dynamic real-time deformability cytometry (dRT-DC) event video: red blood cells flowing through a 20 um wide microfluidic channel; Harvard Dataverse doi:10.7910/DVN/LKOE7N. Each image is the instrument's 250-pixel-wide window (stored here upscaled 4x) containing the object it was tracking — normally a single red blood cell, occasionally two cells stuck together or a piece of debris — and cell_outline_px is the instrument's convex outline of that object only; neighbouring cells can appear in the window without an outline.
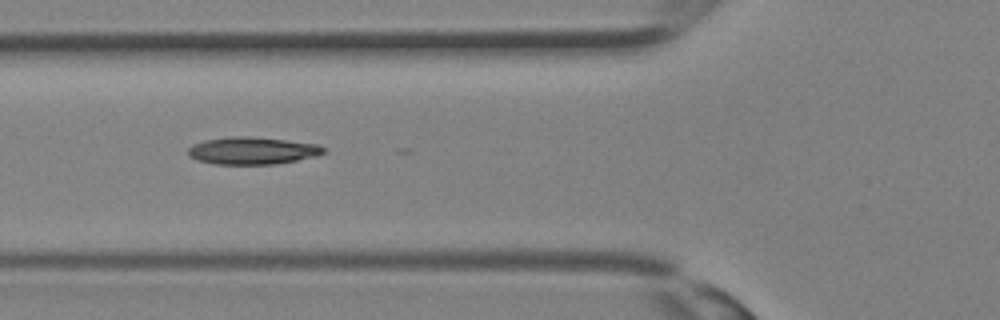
{"species": "Egyptian fruit bat (a non-hibernating species)", "species_latin": "Rousettus aegyptiacus", "temperature_condition": "room temperature", "stored_images_in_passage": 11, "camera_frame_rate_fps": 3000, "um_per_image_px": 0.085, "animal": {"sex": "female"}, "frame": {"image": 1, "passage_image": 9, "time_ms": 2.667, "image_size_px": [1000, 320], "cell_outline_px": [[328, 152], [316, 156], [276, 164], [216, 164], [200, 160], [188, 156], [188, 148], [192, 144], [204, 140], [232, 136], [248, 136], [284, 140], [316, 144], [328, 148]], "centroid_in_image_um": [21.47, 12.8], "position_along_channel_um": 104.3, "area_um2": 21.56}}